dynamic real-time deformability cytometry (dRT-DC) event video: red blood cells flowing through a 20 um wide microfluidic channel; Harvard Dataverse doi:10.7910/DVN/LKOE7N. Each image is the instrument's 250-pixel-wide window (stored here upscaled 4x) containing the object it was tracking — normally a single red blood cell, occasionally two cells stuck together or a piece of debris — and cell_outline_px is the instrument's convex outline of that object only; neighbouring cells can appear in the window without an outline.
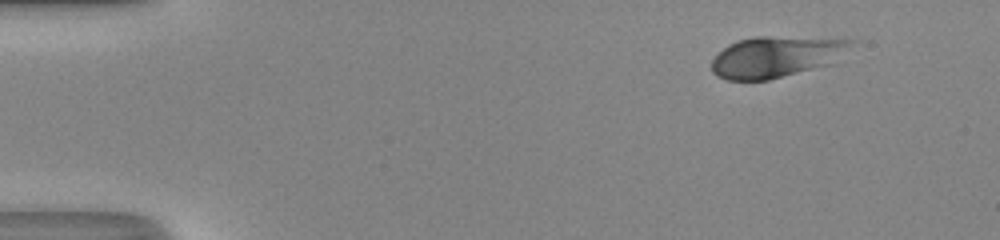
{"species": "human", "species_latin": "Homo sapiens", "temperature_condition": "room temperature", "stored_images_in_passage": 45, "camera_frame_rate_fps": 3000, "um_per_image_px": 0.085, "donor": {"sex": "male"}, "frame": {"image": 1, "passage_image": 1, "time_ms": 0.0, "image_size_px": [1000, 240], "cell_outline_px": [[860, 40], [836, 64], [768, 80], [728, 80], [716, 76], [712, 72], [712, 60], [728, 44], [736, 40], [756, 36], [768, 36]], "centroid_in_image_um": [66.08, 4.82], "position_along_channel_um": 18.9, "area_um2": 34.1}}
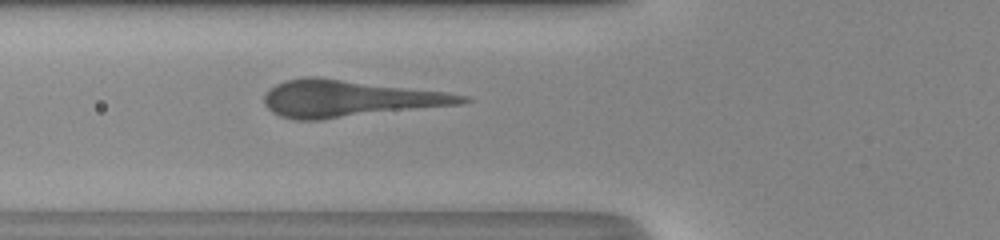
{"frame": {"image": 2, "passage_image": 15, "time_ms": 4.667, "image_size_px": [1000, 240], "cell_outline_px": [[472, 100], [460, 104], [324, 120], [296, 120], [280, 116], [272, 112], [264, 104], [264, 96], [276, 84], [284, 80], [304, 76], [316, 76], [448, 92], [468, 96]], "centroid_in_image_um": [29.69, 8.38], "position_along_channel_um": 96.1, "area_um2": 42.71}}
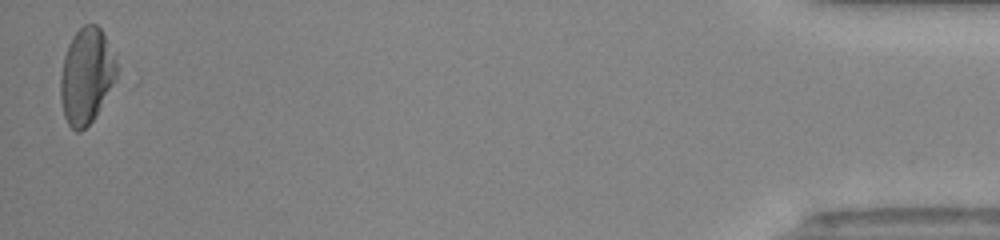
{"frame": {"image": 3, "passage_image": 45, "time_ms": 14.667, "image_size_px": [1000, 240], "cell_outline_px": [[116, 76], [92, 120], [80, 132], [76, 132], [68, 124], [64, 116], [60, 100], [60, 76], [64, 56], [68, 44], [72, 36], [84, 24], [96, 24], [104, 32], [116, 60]], "centroid_in_image_um": [7.3, 6.41], "position_along_channel_um": 427.9, "area_um2": 30.92}}